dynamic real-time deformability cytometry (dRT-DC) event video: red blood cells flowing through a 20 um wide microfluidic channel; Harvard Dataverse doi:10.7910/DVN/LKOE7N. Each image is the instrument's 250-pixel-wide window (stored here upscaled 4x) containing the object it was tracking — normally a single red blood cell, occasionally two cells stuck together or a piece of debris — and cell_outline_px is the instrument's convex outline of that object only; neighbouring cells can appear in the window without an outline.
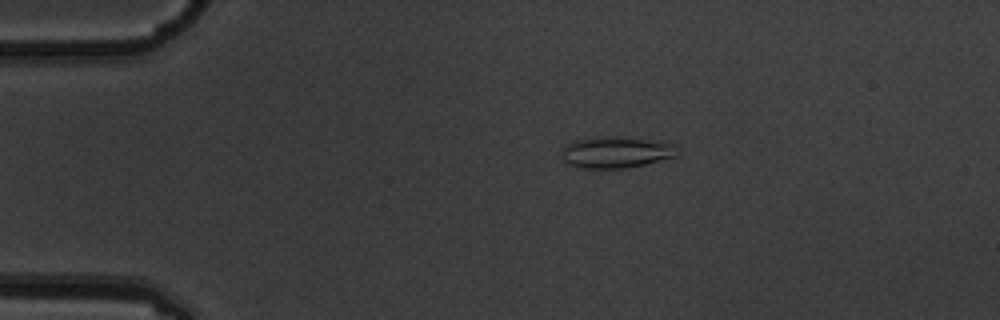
{"species": "common noctule bat (a hibernating species)", "species_latin": "Nyctalus noctula", "temperature_condition": "warm", "stored_images_in_passage": 9, "camera_frame_rate_fps": 3000, "um_per_image_px": 0.085, "animal": {"sex": "male", "body_mass_g": 19.5, "forearm_length_mm": 54.6}, "frame": {"image": 1, "passage_image": 4, "time_ms": 1.0, "image_size_px": [1000, 320], "cell_outline_px": [[680, 152], [676, 156], [644, 164], [624, 168], [580, 168], [564, 164], [560, 152], [560, 148], [572, 140], [592, 136], [620, 136], [672, 144]], "centroid_in_image_um": [52.23, 12.93], "position_along_channel_um": 32.8, "area_um2": 21.5}}
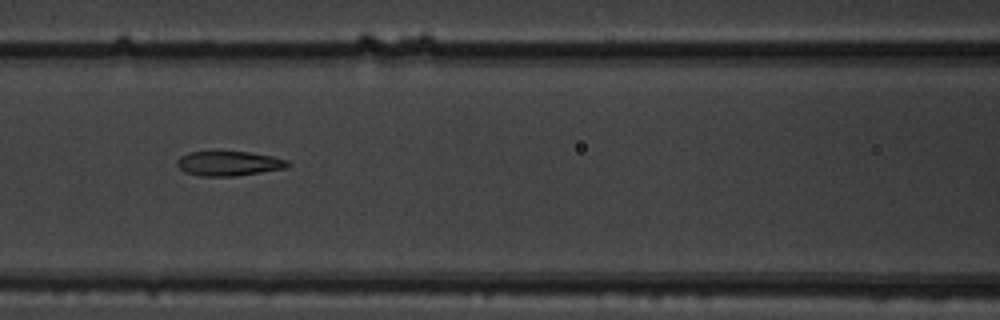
{"frame": {"image": 2, "passage_image": 7, "time_ms": 2.0, "image_size_px": [1000, 320], "cell_outline_px": [[292, 164], [284, 168], [236, 176], [200, 176], [184, 172], [176, 164], [176, 160], [180, 156], [188, 152], [252, 152], [272, 156], [288, 160]], "centroid_in_image_um": [19.44, 13.89], "position_along_channel_um": 147.2, "area_um2": 15.9}}
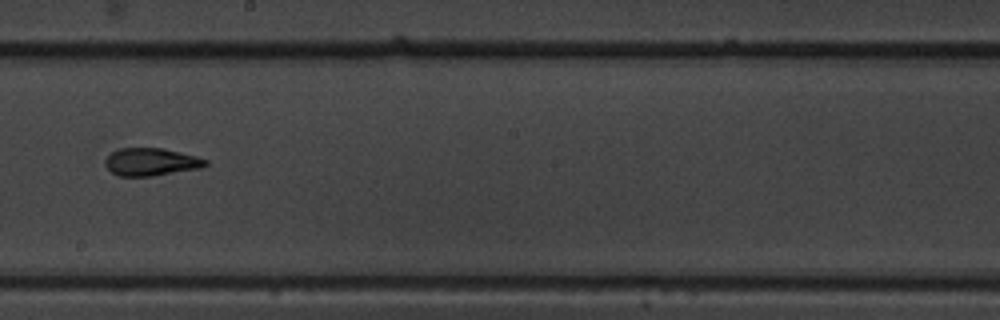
{"frame": {"image": 3, "passage_image": 9, "time_ms": 2.667, "image_size_px": [1000, 320], "cell_outline_px": [[208, 164], [200, 168], [152, 176], [120, 176], [112, 172], [104, 164], [104, 160], [112, 152], [120, 148], [160, 148], [180, 152], [196, 156], [208, 160]], "centroid_in_image_um": [12.84, 13.76], "position_along_channel_um": 235.4, "area_um2": 16.07}}